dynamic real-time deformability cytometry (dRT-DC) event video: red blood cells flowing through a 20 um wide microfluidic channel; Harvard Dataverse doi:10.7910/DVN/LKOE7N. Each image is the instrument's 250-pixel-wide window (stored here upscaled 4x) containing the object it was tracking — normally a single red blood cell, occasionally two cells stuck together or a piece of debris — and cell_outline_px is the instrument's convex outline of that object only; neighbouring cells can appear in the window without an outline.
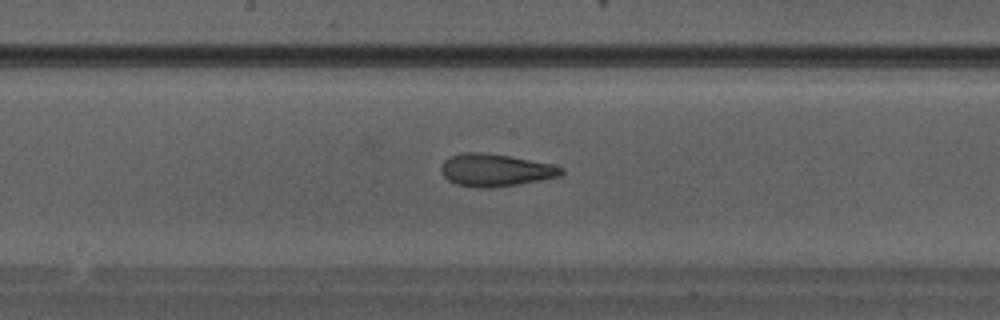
{"species": "Egyptian fruit bat (a non-hibernating species)", "species_latin": "Rousettus aegyptiacus", "temperature_condition": "warm", "stored_images_in_passage": 21, "camera_frame_rate_fps": 3000, "um_per_image_px": 0.085, "animal": {"sex": "male"}, "frame": {"image": 1, "passage_image": 12, "time_ms": 3.667, "image_size_px": [1000, 320], "cell_outline_px": [[564, 172], [560, 176], [540, 180], [516, 184], [488, 188], [480, 188], [456, 184], [448, 180], [444, 176], [440, 168], [444, 160], [452, 156], [464, 152], [484, 152], [508, 156], [552, 164], [564, 168]], "centroid_in_image_um": [42.1, 14.46], "position_along_channel_um": 206.1, "area_um2": 22.54}}